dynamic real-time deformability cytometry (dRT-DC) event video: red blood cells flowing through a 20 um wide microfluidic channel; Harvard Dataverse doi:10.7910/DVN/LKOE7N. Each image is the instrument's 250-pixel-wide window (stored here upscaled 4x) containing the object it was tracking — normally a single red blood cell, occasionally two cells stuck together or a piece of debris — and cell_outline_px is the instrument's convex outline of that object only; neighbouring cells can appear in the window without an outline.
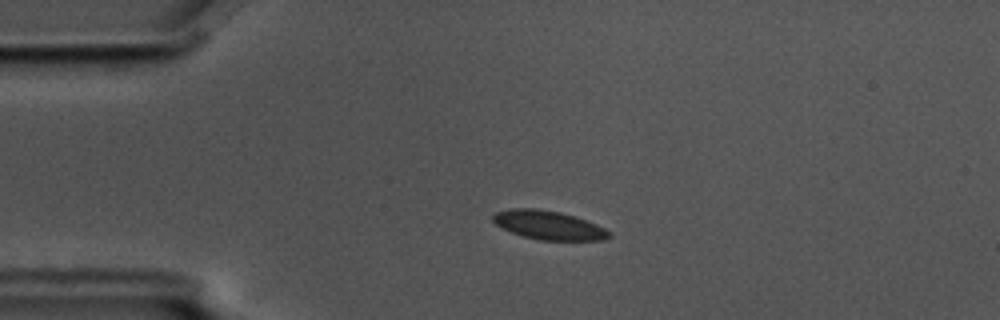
{"species": "common noctule bat (a hibernating species)", "species_latin": "Nyctalus noctula", "temperature_condition": "cold", "stored_images_in_passage": 5, "camera_frame_rate_fps": 3000, "um_per_image_px": 0.085, "animal": {"sex": "male", "body_mass_g": 17.5, "forearm_length_mm": 52.3}, "frame": {"image": 1, "passage_image": 4, "time_ms": 1.0, "image_size_px": [1000, 320], "cell_outline_px": [[612, 236], [604, 240], [540, 240], [524, 236], [512, 232], [496, 224], [492, 220], [492, 216], [496, 212], [512, 208], [536, 208], [560, 212], [596, 224], [612, 232]], "centroid_in_image_um": [46.65, 19.14], "position_along_channel_um": 38.4, "area_um2": 19.31}}